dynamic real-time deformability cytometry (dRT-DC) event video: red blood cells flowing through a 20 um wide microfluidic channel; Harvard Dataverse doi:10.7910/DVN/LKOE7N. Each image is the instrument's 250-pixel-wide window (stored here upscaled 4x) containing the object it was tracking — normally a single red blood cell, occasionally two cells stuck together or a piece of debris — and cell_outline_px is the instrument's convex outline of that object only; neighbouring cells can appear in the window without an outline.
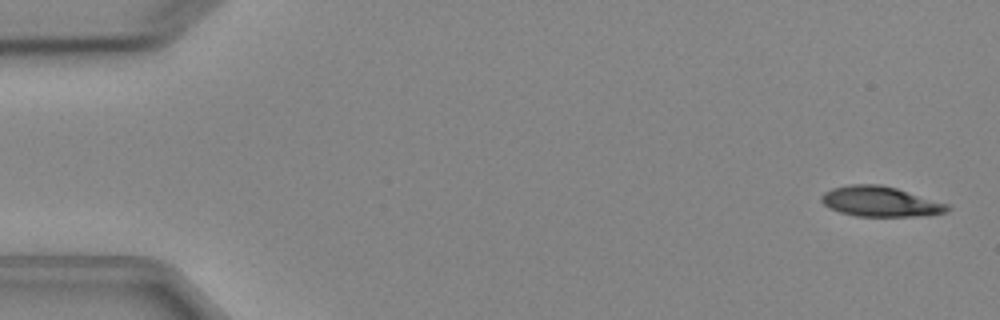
{"species": "Egyptian fruit bat (a non-hibernating species)", "species_latin": "Rousettus aegyptiacus", "temperature_condition": "cold", "stored_images_in_passage": 7, "camera_frame_rate_fps": 3000, "um_per_image_px": 0.085, "animal": {"sex": "female"}, "frame": {"image": 1, "passage_image": 1, "time_ms": 0.0, "image_size_px": [1000, 320], "cell_outline_px": [[952, 208], [948, 212], [924, 216], [856, 216], [840, 212], [828, 208], [820, 200], [820, 196], [824, 192], [832, 188], [852, 184], [880, 184], [896, 188], [952, 204]], "centroid_in_image_um": [74.88, 17.13], "position_along_channel_um": 10.1, "area_um2": 22.54}}
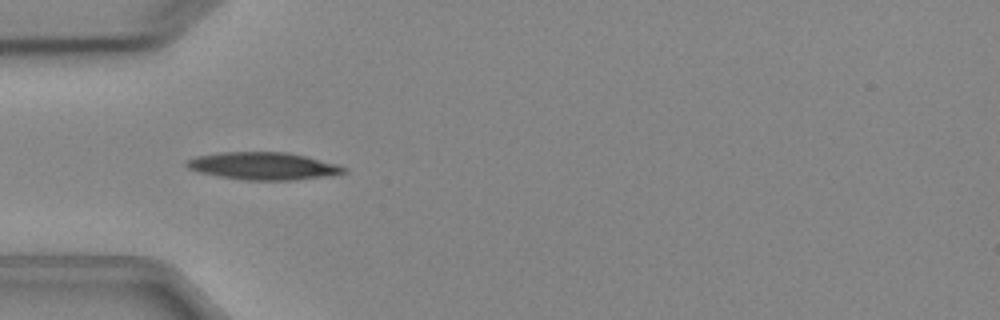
{"frame": {"image": 2, "passage_image": 5, "time_ms": 4.667, "image_size_px": [1000, 320], "cell_outline_px": [[348, 172], [332, 176], [288, 180], [244, 180], [220, 176], [200, 172], [188, 168], [184, 164], [184, 160], [196, 156], [220, 152], [288, 152], [336, 164], [348, 168]], "centroid_in_image_um": [22.37, 14.11], "position_along_channel_um": 62.6, "area_um2": 25.2}}